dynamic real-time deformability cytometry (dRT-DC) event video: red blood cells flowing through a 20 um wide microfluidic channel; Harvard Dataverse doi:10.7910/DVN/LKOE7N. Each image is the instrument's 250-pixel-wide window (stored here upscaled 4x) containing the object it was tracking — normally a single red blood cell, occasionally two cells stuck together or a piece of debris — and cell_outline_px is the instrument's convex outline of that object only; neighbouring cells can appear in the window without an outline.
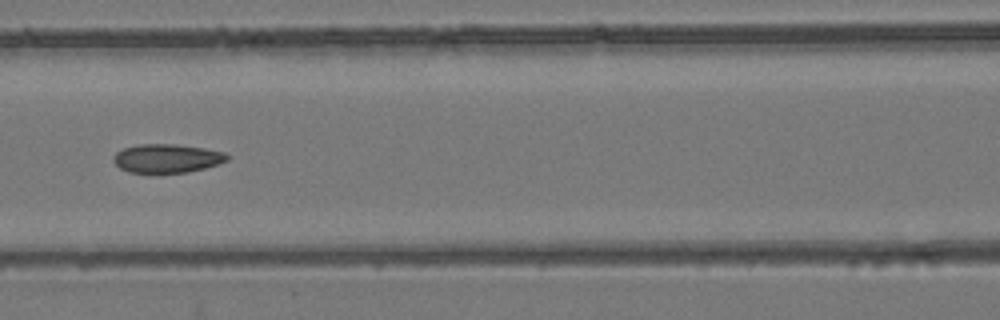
{"species": "common noctule bat (a hibernating species)", "species_latin": "Nyctalus noctula", "temperature_condition": "room temperature", "stored_images_in_passage": 5, "camera_frame_rate_fps": 3000, "um_per_image_px": 0.085, "animal": {"sex": "female", "body_mass_g": 24.6, "forearm_length_mm": 56.2}, "frame": {"image": 1, "passage_image": 5, "time_ms": 4.667, "image_size_px": [1000, 320], "cell_outline_px": [[228, 160], [204, 168], [188, 172], [160, 176], [128, 172], [120, 168], [112, 160], [112, 156], [116, 152], [124, 148], [140, 144], [172, 144], [204, 148], [224, 152], [228, 156]], "centroid_in_image_um": [14.12, 13.51], "position_along_channel_um": 152.5, "area_um2": 19.65}}